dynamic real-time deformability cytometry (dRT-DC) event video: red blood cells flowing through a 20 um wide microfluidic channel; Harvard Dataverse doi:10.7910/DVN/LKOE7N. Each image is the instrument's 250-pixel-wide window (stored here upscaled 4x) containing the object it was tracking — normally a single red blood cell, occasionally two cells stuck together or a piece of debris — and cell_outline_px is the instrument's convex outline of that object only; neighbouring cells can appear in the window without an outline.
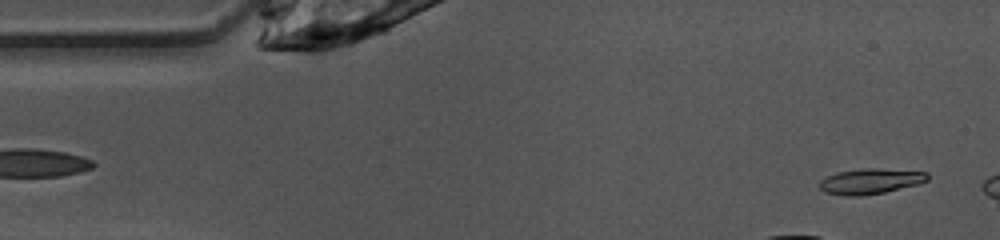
{"species": "common noctule bat (a hibernating species)", "species_latin": "Nyctalus noctula", "temperature_condition": "warm", "stored_images_in_passage": 6, "camera_frame_rate_fps": 3000, "um_per_image_px": 0.085, "animal": {"sex": "female", "body_mass_g": 10.0, "forearm_length_mm": 53.1}, "frame": {"image": 1, "passage_image": 1, "time_ms": 0.0, "image_size_px": [1000, 240], "cell_outline_px": [[928, 180], [916, 184], [884, 192], [860, 196], [844, 196], [824, 192], [820, 188], [820, 180], [836, 172], [864, 168], [876, 168], [928, 172]], "centroid_in_image_um": [73.95, 15.4], "position_along_channel_um": 11.0, "area_um2": 15.9}}